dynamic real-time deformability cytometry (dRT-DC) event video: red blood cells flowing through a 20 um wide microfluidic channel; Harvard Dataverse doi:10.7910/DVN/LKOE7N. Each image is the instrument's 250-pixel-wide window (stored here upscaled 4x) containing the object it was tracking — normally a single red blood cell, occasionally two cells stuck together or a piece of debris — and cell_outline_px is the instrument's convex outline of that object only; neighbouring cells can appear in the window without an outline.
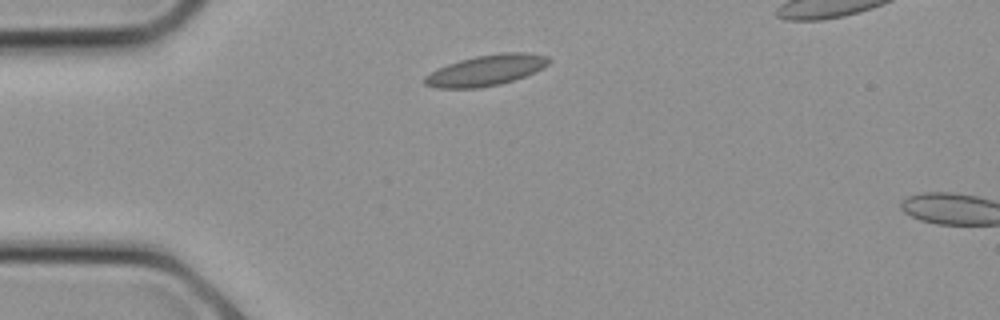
{"species": "common noctule bat (a hibernating species)", "species_latin": "Nyctalus noctula", "temperature_condition": "cold", "stored_images_in_passage": 2, "camera_frame_rate_fps": 3000, "um_per_image_px": 0.085, "animal": {"sex": "female", "body_mass_g": 21.9}, "frame": {"image": 1, "passage_image": 1, "time_ms": 0.0, "image_size_px": [1000, 320], "cell_outline_px": [[552, 60], [544, 68], [524, 76], [500, 84], [480, 88], [436, 88], [424, 84], [424, 76], [448, 64], [460, 60], [476, 56], [504, 52], [524, 52], [548, 56]], "centroid_in_image_um": [41.34, 5.97], "position_along_channel_um": 43.7, "area_um2": 22.14}}